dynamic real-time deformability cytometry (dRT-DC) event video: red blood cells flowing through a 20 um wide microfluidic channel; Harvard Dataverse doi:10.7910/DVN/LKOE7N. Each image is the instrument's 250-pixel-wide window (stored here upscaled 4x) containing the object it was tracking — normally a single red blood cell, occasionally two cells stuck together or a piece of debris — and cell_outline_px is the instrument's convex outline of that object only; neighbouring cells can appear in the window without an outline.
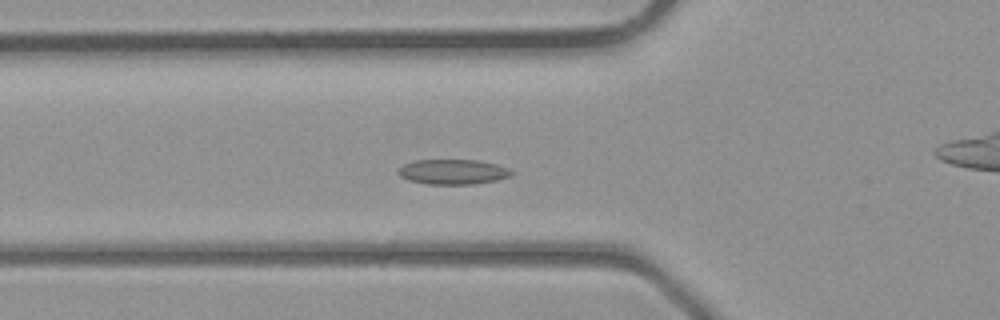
{"species": "common noctule bat (a hibernating species)", "species_latin": "Nyctalus noctula", "temperature_condition": "room temperature", "stored_images_in_passage": 41, "camera_frame_rate_fps": 3000, "um_per_image_px": 0.085, "animal": {"sex": "male", "body_mass_g": 23.1, "forearm_length_mm": 52.7}, "frame": {"image": 1, "passage_image": 14, "time_ms": 4.333, "image_size_px": [1000, 320], "cell_outline_px": [[516, 172], [512, 176], [496, 180], [472, 184], [424, 184], [408, 180], [400, 176], [396, 172], [404, 164], [412, 160], [476, 160], [496, 164], [508, 168]], "centroid_in_image_um": [38.5, 14.61], "position_along_channel_um": 87.3, "area_um2": 16.65}}
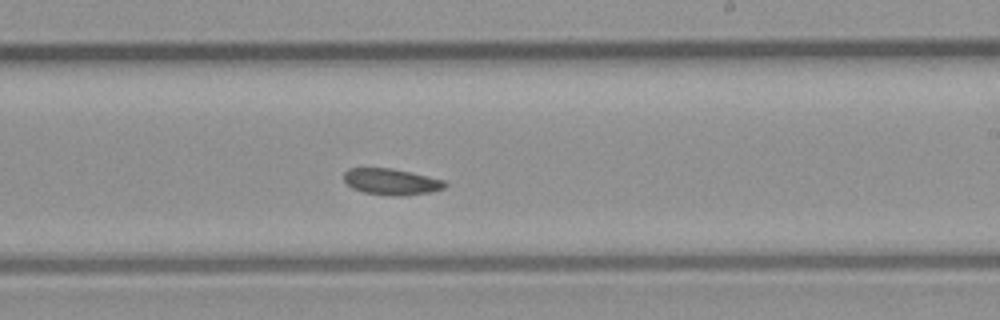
{"frame": {"image": 2, "passage_image": 24, "time_ms": 7.667, "image_size_px": [1000, 320], "cell_outline_px": [[448, 184], [444, 188], [432, 192], [400, 196], [396, 196], [364, 192], [352, 188], [344, 180], [344, 172], [348, 168], [392, 168], [428, 176], [444, 180]], "centroid_in_image_um": [33.28, 15.44], "position_along_channel_um": 255.7, "area_um2": 15.43}}
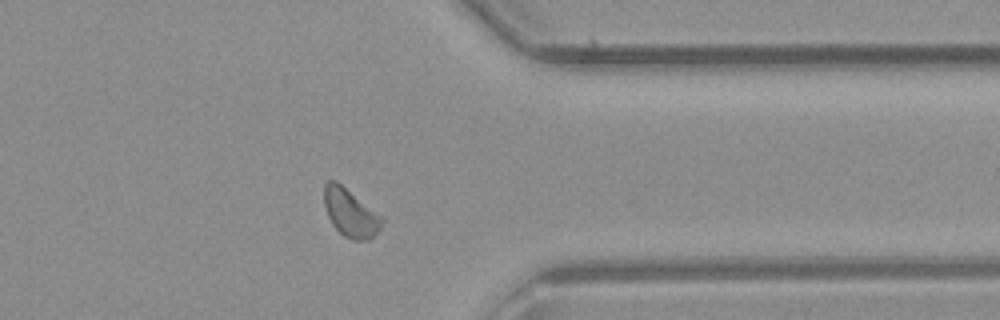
{"frame": {"image": 3, "passage_image": 32, "time_ms": 10.333, "image_size_px": [1000, 320], "cell_outline_px": [[384, 220], [380, 228], [368, 240], [352, 240], [344, 236], [332, 224], [328, 216], [324, 204], [324, 184], [328, 180], [336, 180], [384, 216]], "centroid_in_image_um": [29.8, 18.07], "position_along_channel_um": 381.6, "area_um2": 16.3}}